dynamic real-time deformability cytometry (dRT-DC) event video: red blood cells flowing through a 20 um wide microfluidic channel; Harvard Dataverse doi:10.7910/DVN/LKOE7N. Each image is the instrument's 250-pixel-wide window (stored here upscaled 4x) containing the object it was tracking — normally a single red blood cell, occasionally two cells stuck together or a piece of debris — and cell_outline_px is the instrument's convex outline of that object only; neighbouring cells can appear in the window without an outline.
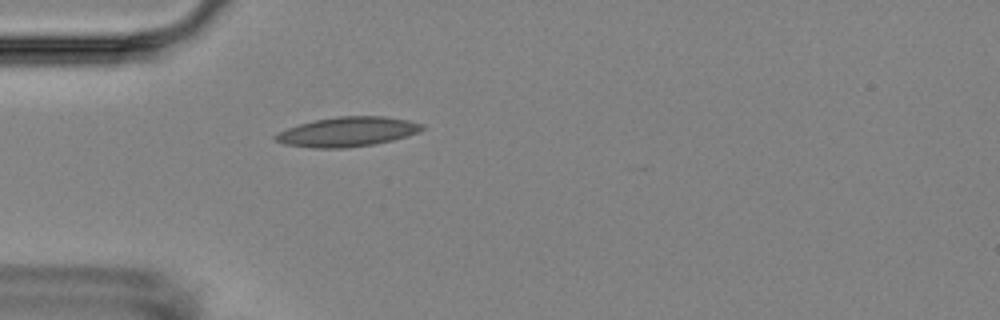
{"species": "Egyptian fruit bat (a non-hibernating species)", "species_latin": "Rousettus aegyptiacus", "temperature_condition": "room temperature", "stored_images_in_passage": 1, "camera_frame_rate_fps": 3000, "um_per_image_px": 0.085, "animal": {"sex": "female"}, "frame": {"image": 1, "passage_image": 1, "time_ms": 0.0, "image_size_px": [1000, 320], "cell_outline_px": [[424, 128], [420, 132], [392, 140], [372, 144], [344, 148], [312, 148], [284, 144], [276, 140], [272, 136], [276, 132], [300, 124], [316, 120], [336, 116], [384, 116], [408, 120], [424, 124]], "centroid_in_image_um": [29.53, 11.2], "position_along_channel_um": 55.5, "area_um2": 25.26}}